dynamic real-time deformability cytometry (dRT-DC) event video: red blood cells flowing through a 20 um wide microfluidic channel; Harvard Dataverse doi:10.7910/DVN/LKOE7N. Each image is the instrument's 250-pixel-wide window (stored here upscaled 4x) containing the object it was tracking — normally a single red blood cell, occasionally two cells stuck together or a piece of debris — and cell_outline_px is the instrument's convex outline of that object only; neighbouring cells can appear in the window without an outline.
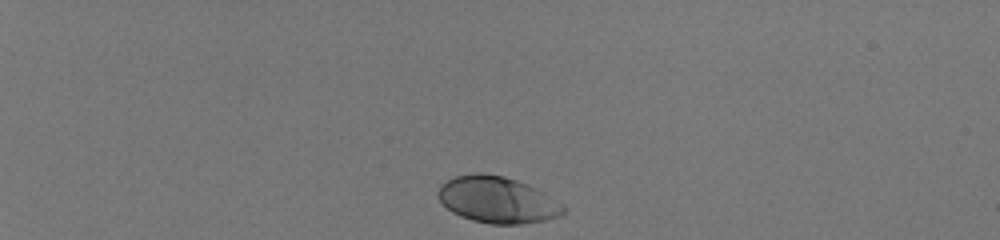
{"species": "human", "species_latin": "Homo sapiens", "temperature_condition": "room temperature", "stored_images_in_passage": 38, "camera_frame_rate_fps": 3000, "um_per_image_px": 0.085, "donor": {"sex": "male"}, "frame": {"image": 1, "passage_image": 1, "time_ms": 0.0, "image_size_px": [1000, 240], "cell_outline_px": [[564, 212], [560, 216], [544, 220], [520, 224], [492, 224], [472, 220], [460, 216], [452, 212], [436, 196], [436, 192], [440, 184], [456, 176], [476, 172], [480, 172], [504, 176], [528, 184], [544, 192], [564, 204]], "centroid_in_image_um": [42.27, 16.97], "position_along_channel_um": 42.7, "area_um2": 34.04}}
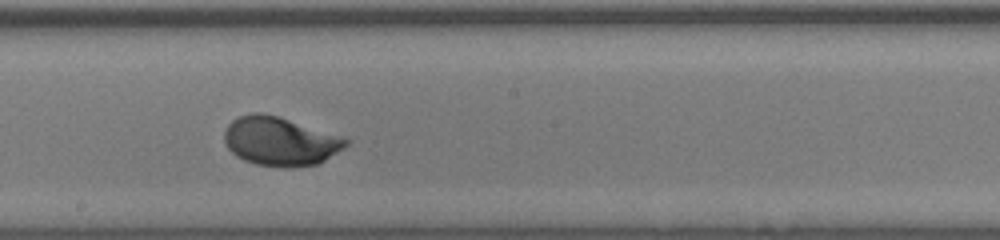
{"frame": {"image": 2, "passage_image": 22, "time_ms": 7.0, "image_size_px": [1000, 240], "cell_outline_px": [[352, 140], [344, 148], [324, 160], [316, 164], [288, 168], [284, 168], [256, 164], [244, 160], [236, 156], [228, 148], [224, 140], [224, 132], [228, 124], [232, 120], [240, 116], [252, 112], [260, 112], [280, 116]], "centroid_in_image_um": [23.8, 12.0], "position_along_channel_um": 224.4, "area_um2": 34.62}}
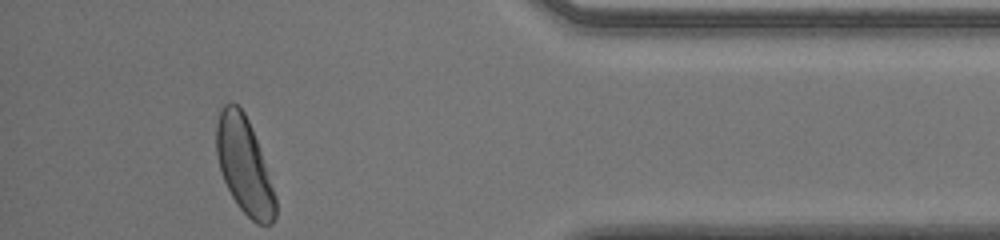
{"frame": {"image": 3, "passage_image": 38, "time_ms": 12.333, "image_size_px": [1000, 240], "cell_outline_px": [[276, 216], [272, 224], [256, 224], [236, 204], [224, 180], [220, 168], [216, 152], [216, 124], [220, 112], [224, 104], [232, 100], [244, 112], [248, 120], [256, 140], [276, 196]], "centroid_in_image_um": [20.75, 14.08], "position_along_channel_um": 414.4, "area_um2": 32.71}, "authors_computed_cell_mechanics": {"area_um2": 33.8708, "velocity_mm_per_s": 3.9881, "shape_relaxation_time_tau1_ms": 1.8597, "shape_relaxation_time_tau2_ms": null, "deformation_change_tau1": 0.1523, "deformation_change_tau2": null}}